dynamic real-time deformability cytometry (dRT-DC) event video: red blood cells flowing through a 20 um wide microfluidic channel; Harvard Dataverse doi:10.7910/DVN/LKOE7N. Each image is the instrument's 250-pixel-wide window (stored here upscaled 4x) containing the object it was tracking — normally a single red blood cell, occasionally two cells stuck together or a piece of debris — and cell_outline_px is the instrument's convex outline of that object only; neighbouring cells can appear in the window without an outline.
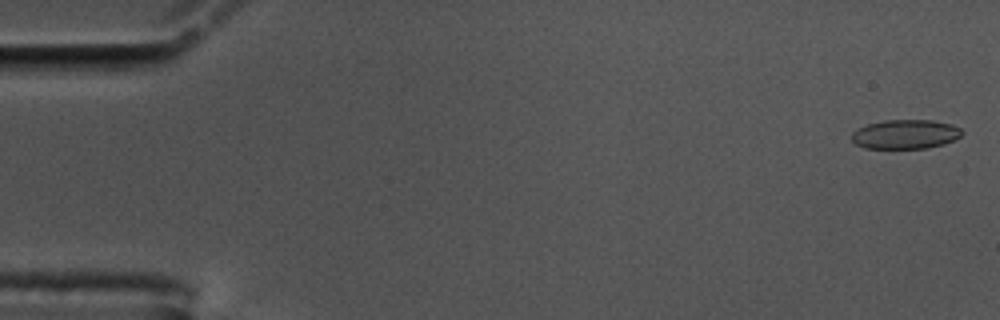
{"species": "common noctule bat (a hibernating species)", "species_latin": "Nyctalus noctula", "temperature_condition": "cold", "stored_images_in_passage": 57, "camera_frame_rate_fps": 3000, "um_per_image_px": 0.085, "animal": {"sex": "male", "body_mass_g": 17.5, "forearm_length_mm": 52.3}, "frame": {"image": 1, "passage_image": 2, "time_ms": 0.333, "image_size_px": [1000, 320], "cell_outline_px": [[964, 132], [956, 140], [944, 144], [928, 148], [864, 148], [856, 144], [852, 140], [852, 132], [868, 124], [884, 120], [932, 120], [952, 124], [960, 128]], "centroid_in_image_um": [77.0, 11.41], "position_along_channel_um": 8.0, "area_um2": 18.84}}
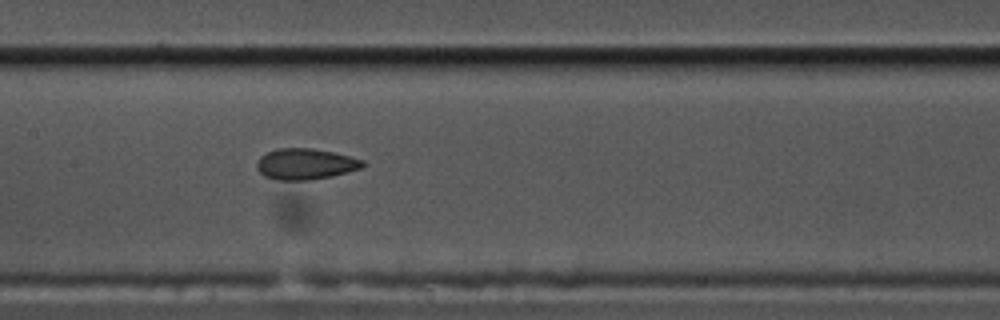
{"frame": {"image": 2, "passage_image": 28, "time_ms": 9.0, "image_size_px": [1000, 320], "cell_outline_px": [[364, 164], [360, 168], [332, 176], [312, 180], [276, 180], [264, 176], [256, 168], [256, 164], [260, 156], [276, 148], [312, 148], [336, 152], [364, 160]], "centroid_in_image_um": [25.94, 13.93], "position_along_channel_um": 181.5, "area_um2": 19.25}}
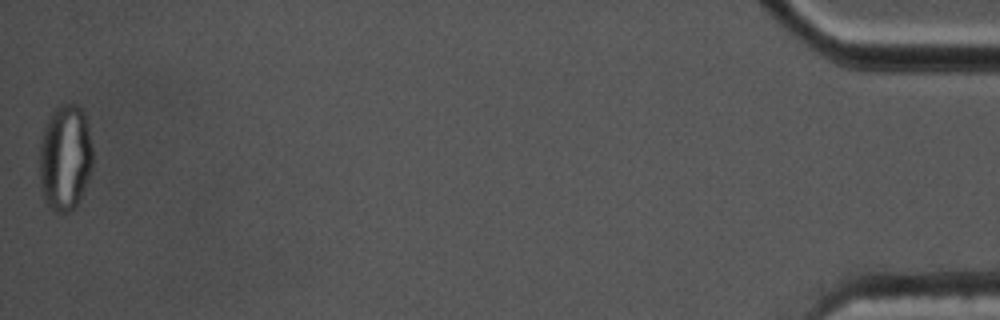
{"frame": {"image": 3, "passage_image": 57, "time_ms": 18.667, "image_size_px": [1000, 320], "cell_outline_px": [[92, 168], [88, 180], [76, 204], [68, 212], [52, 212], [48, 208], [44, 200], [40, 188], [40, 140], [48, 116], [60, 104], [76, 104], [84, 112], [92, 148]], "centroid_in_image_um": [5.51, 13.41], "position_along_channel_um": 429.7, "area_um2": 33.06}, "authors_computed_cell_mechanics": {"area_um2": 19.2474, "velocity_mm_per_s": 3.5601, "shape_relaxation_time_tau1_ms": null, "shape_relaxation_time_tau2_ms": 2.1474, "deformation_change_tau1": null, "deformation_change_tau2": 0.0758}}